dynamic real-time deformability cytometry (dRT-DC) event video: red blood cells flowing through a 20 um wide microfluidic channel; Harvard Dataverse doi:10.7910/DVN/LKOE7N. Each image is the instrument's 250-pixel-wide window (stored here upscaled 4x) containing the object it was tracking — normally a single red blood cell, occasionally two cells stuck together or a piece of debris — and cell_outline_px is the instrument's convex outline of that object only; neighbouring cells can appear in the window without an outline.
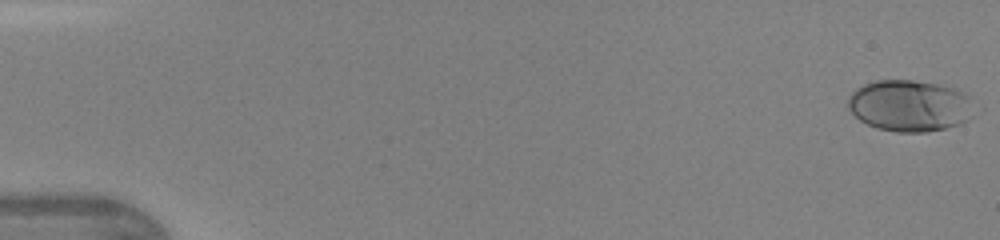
{"species": "human", "species_latin": "Homo sapiens", "temperature_condition": "warm", "stored_images_in_passage": 47, "camera_frame_rate_fps": 3000, "um_per_image_px": 0.085, "donor": {"sex": "female"}, "frame": {"image": 1, "passage_image": 1, "time_ms": 0.0, "image_size_px": [1000, 240], "cell_outline_px": [[972, 96], [968, 120], [960, 124], [944, 128], [924, 132], [896, 132], [876, 128], [860, 120], [848, 108], [848, 96], [856, 88], [864, 84], [876, 80], [912, 80], [936, 84], [956, 88]], "centroid_in_image_um": [77.3, 8.98], "position_along_channel_um": 7.7, "area_um2": 37.74}}
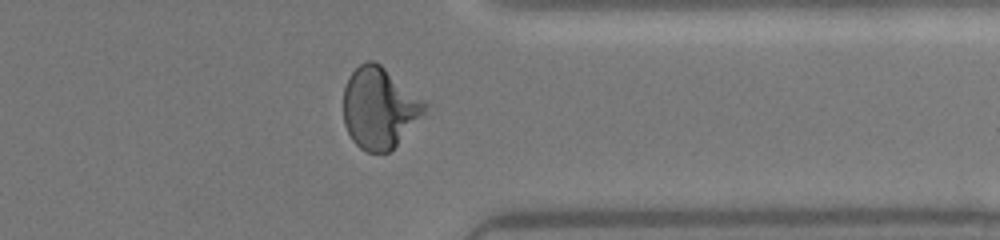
{"frame": {"image": 2, "passage_image": 38, "time_ms": 12.333, "image_size_px": [1000, 240], "cell_outline_px": [[428, 104], [424, 112], [396, 144], [388, 152], [364, 152], [352, 140], [344, 124], [344, 88], [352, 72], [360, 64], [368, 60], [372, 60], [380, 64]], "centroid_in_image_um": [32.21, 9.17], "position_along_channel_um": 379.2, "area_um2": 37.63}}
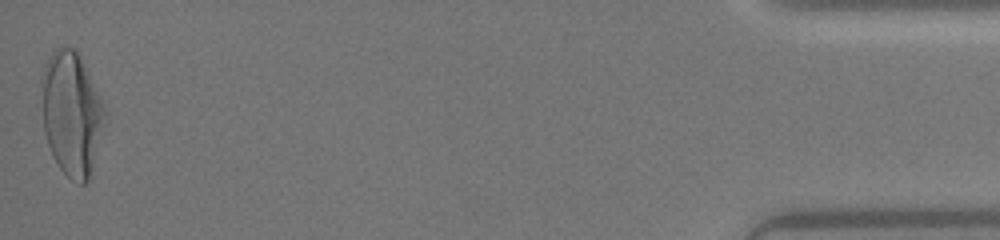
{"frame": {"image": 3, "passage_image": 47, "time_ms": 15.333, "image_size_px": [1000, 240], "cell_outline_px": [[108, 116], [88, 180], [84, 184], [80, 184], [72, 180], [60, 168], [48, 144], [44, 132], [40, 80], [48, 60], [52, 52], [56, 48], [76, 48], [108, 112]], "centroid_in_image_um": [6.1, 9.64], "position_along_channel_um": 429.1, "area_um2": 45.6}, "authors_computed_cell_mechanics": {"area_um2": 36.5296, "velocity_mm_per_s": 4.34, "shape_relaxation_time_tau1_ms": 4.0783, "shape_relaxation_time_tau2_ms": null, "deformation_change_tau1": 0.2136, "deformation_change_tau2": null}}